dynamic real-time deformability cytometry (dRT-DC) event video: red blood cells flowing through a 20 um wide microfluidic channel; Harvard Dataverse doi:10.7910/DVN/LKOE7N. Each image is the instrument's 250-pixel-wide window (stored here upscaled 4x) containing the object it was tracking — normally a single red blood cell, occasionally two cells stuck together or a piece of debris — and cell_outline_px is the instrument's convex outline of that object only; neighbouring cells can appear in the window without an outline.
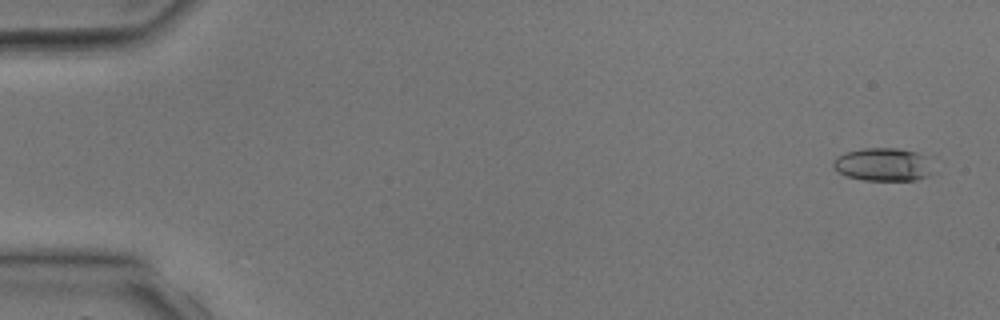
{"species": "common noctule bat (a hibernating species)", "species_latin": "Nyctalus noctula", "temperature_condition": "room temperature", "stored_images_in_passage": 4, "camera_frame_rate_fps": 3000, "um_per_image_px": 0.085, "animal": {"sex": "male", "body_mass_g": 17.9, "forearm_length_mm": 54.2}, "frame": {"image": 1, "passage_image": 1, "time_ms": 0.0, "image_size_px": [1000, 320], "cell_outline_px": [[936, 172], [932, 176], [916, 180], [864, 180], [848, 176], [840, 172], [832, 164], [832, 160], [836, 156], [848, 152], [864, 148], [896, 148], [916, 152], [924, 156]], "centroid_in_image_um": [75.12, 13.99], "position_along_channel_um": 9.9, "area_um2": 19.31}}
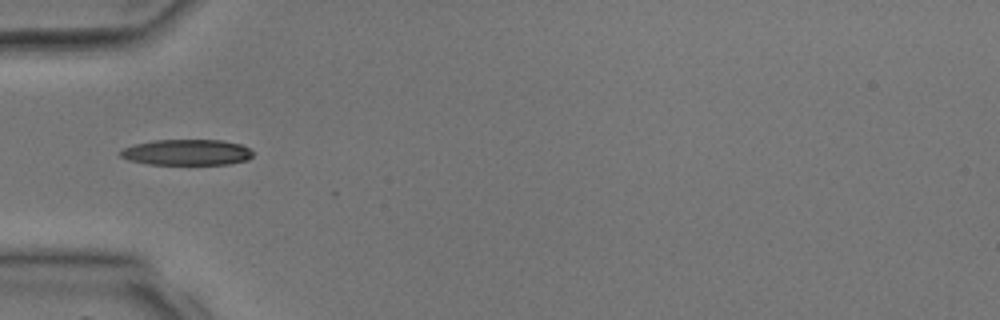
{"frame": {"image": 2, "passage_image": 4, "time_ms": 4.0, "image_size_px": [1000, 320], "cell_outline_px": [[252, 156], [248, 160], [228, 164], [148, 164], [128, 160], [120, 156], [120, 152], [124, 148], [136, 144], [152, 140], [220, 140], [240, 144], [248, 148], [252, 152]], "centroid_in_image_um": [15.88, 12.95], "position_along_channel_um": 69.1, "area_um2": 19.83}}